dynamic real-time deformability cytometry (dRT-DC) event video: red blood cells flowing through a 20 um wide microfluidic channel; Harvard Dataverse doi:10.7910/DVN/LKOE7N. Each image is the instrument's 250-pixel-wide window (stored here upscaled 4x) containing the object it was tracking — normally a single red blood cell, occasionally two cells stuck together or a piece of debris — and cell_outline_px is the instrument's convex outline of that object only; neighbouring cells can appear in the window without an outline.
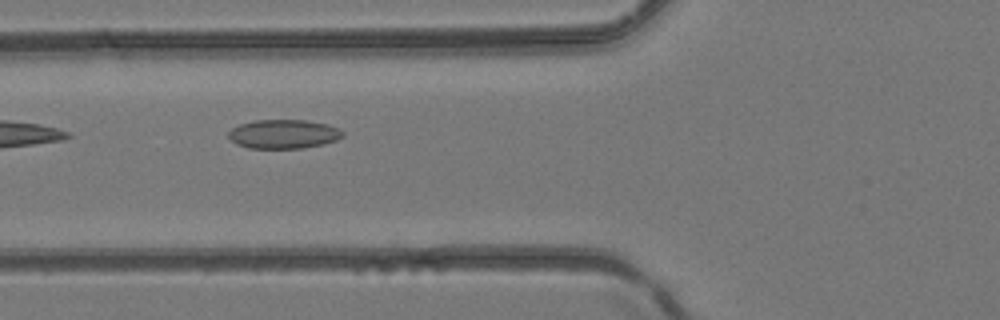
{"species": "common noctule bat (a hibernating species)", "species_latin": "Nyctalus noctula", "temperature_condition": "room temperature", "stored_images_in_passage": 3, "camera_frame_rate_fps": 3000, "um_per_image_px": 0.085, "animal": {"sex": "female", "body_mass_g": 24.6, "forearm_length_mm": 56.2}, "frame": {"image": 1, "passage_image": 3, "time_ms": 0.667, "image_size_px": [1000, 320], "cell_outline_px": [[344, 136], [336, 140], [324, 144], [304, 148], [248, 148], [236, 144], [228, 136], [228, 132], [232, 128], [240, 124], [252, 120], [304, 120], [328, 124], [340, 128], [344, 132]], "centroid_in_image_um": [24.12, 11.39], "position_along_channel_um": 101.7, "area_um2": 19.48}}